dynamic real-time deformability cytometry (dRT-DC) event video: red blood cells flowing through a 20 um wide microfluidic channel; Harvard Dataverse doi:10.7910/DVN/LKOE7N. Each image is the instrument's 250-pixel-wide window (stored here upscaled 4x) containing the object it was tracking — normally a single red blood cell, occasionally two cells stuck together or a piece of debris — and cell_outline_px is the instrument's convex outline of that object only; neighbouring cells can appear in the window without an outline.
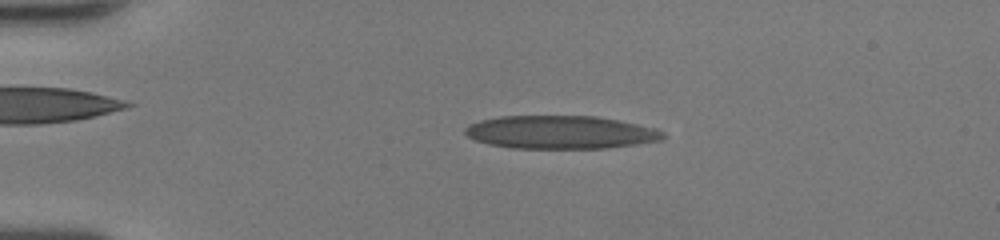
{"species": "human", "species_latin": "Homo sapiens", "temperature_condition": "room temperature", "stored_images_in_passage": 48, "camera_frame_rate_fps": 3000, "um_per_image_px": 0.085, "donor": {"sex": "female"}, "frame": {"image": 1, "passage_image": 11, "time_ms": 3.333, "image_size_px": [1000, 240], "cell_outline_px": [[664, 140], [608, 148], [508, 148], [488, 144], [476, 140], [468, 136], [464, 132], [464, 128], [468, 124], [480, 120], [500, 116], [596, 116], [620, 120], [656, 128], [664, 132]], "centroid_in_image_um": [47.65, 11.24], "position_along_channel_um": 37.4, "area_um2": 38.49}}
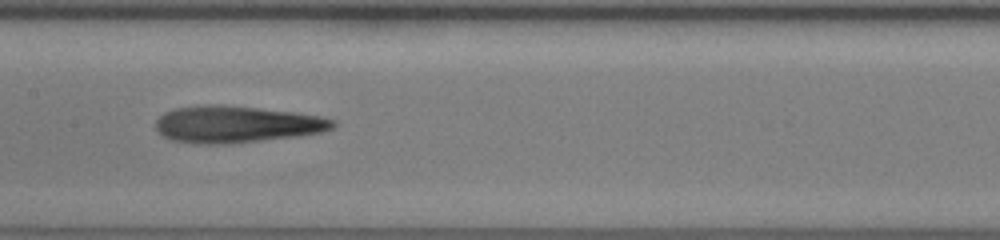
{"frame": {"image": 2, "passage_image": 25, "time_ms": 8.0, "image_size_px": [1000, 240], "cell_outline_px": [[336, 124], [332, 128], [324, 132], [300, 136], [232, 144], [196, 144], [172, 140], [164, 136], [156, 128], [156, 120], [164, 112], [176, 108], [204, 104], [216, 104], [260, 108], [292, 112], [320, 116], [336, 120]], "centroid_in_image_um": [20.12, 10.57], "position_along_channel_um": 187.3, "area_um2": 38.32}}
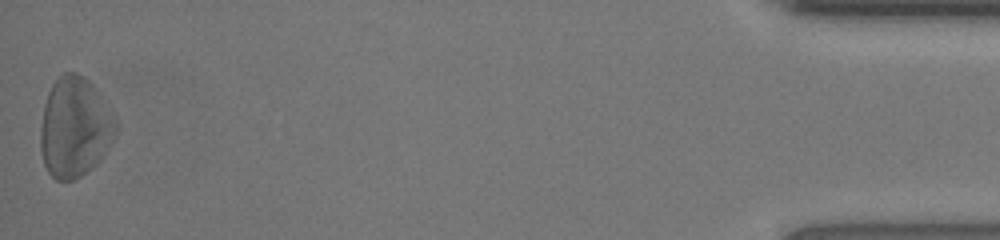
{"frame": {"image": 3, "passage_image": 48, "time_ms": 15.667, "image_size_px": [1000, 240], "cell_outline_px": [[116, 132], [112, 140], [100, 160], [96, 164], [80, 176], [72, 180], [56, 180], [48, 172], [44, 164], [40, 148], [40, 128], [44, 104], [48, 92], [52, 84], [64, 72], [76, 72], [84, 76], [92, 84], [112, 112], [116, 120]], "centroid_in_image_um": [6.33, 10.81], "position_along_channel_um": 428.9, "area_um2": 43.75}, "authors_computed_cell_mechanics": {"area_um2": 38.8994, "velocity_mm_per_s": 4.3019, "shape_relaxation_time_tau1_ms": 6.5942, "shape_relaxation_time_tau2_ms": 3.0877, "deformation_change_tau1": 0.2289, "deformation_change_tau2": 0.1531}}